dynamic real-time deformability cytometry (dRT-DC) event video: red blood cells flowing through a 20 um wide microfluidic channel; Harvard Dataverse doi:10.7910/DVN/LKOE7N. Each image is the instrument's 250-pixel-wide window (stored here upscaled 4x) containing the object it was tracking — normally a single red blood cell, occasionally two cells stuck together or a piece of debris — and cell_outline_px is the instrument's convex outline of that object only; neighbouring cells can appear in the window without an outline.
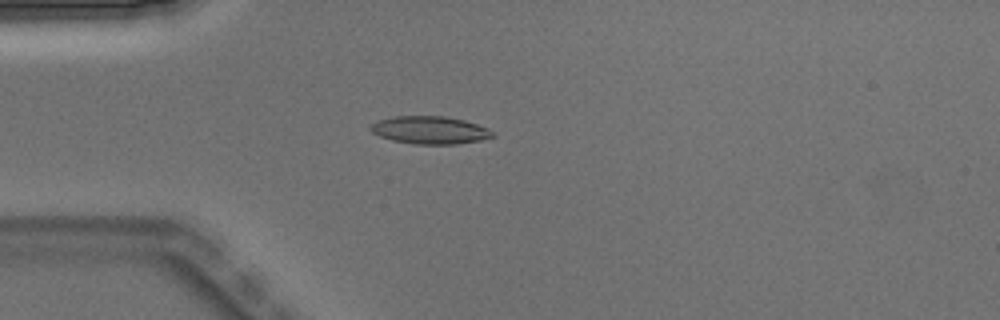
{"species": "Egyptian fruit bat (a non-hibernating species)", "species_latin": "Rousettus aegyptiacus", "temperature_condition": "warm", "stored_images_in_passage": 5, "camera_frame_rate_fps": 3000, "um_per_image_px": 0.085, "animal": {"sex": "male"}, "frame": {"image": 1, "passage_image": 4, "time_ms": 1.0, "image_size_px": [1000, 320], "cell_outline_px": [[496, 136], [480, 140], [456, 144], [416, 144], [392, 140], [380, 136], [372, 132], [368, 128], [376, 120], [396, 116], [444, 116], [464, 120], [488, 128], [496, 132]], "centroid_in_image_um": [36.56, 11.05], "position_along_channel_um": 48.4, "area_um2": 19.77}}